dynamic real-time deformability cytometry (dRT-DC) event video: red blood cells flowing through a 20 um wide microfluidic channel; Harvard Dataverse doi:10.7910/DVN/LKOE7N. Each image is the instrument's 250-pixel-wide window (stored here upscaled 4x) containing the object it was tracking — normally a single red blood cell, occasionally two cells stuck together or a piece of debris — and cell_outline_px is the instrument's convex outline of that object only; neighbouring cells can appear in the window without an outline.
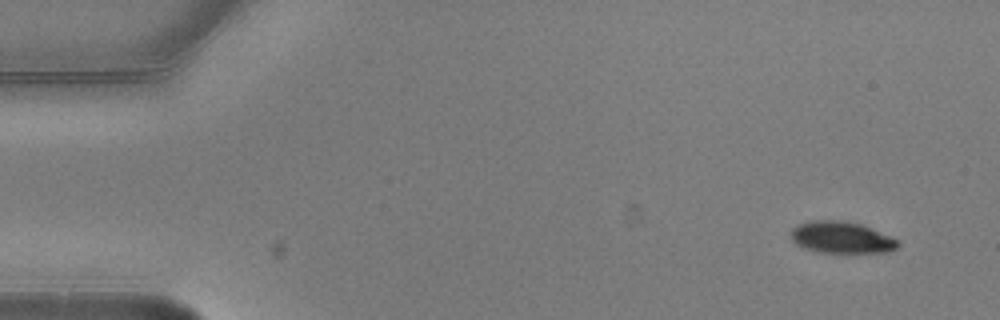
{"species": "common noctule bat (a hibernating species)", "species_latin": "Nyctalus noctula", "temperature_condition": "warm", "stored_images_in_passage": 5, "camera_frame_rate_fps": 3000, "um_per_image_px": 0.085, "animal": {"sex": "male", "body_mass_g": 20.5, "forearm_length_mm": 52.5}, "frame": {"image": 1, "passage_image": 1, "time_ms": 0.0, "image_size_px": [1000, 320], "cell_outline_px": [[900, 244], [896, 248], [888, 252], [820, 252], [804, 248], [796, 244], [792, 240], [792, 228], [796, 224], [808, 220], [844, 220], [860, 224], [872, 228], [900, 240]], "centroid_in_image_um": [71.53, 20.16], "position_along_channel_um": 13.5, "area_um2": 19.88}}
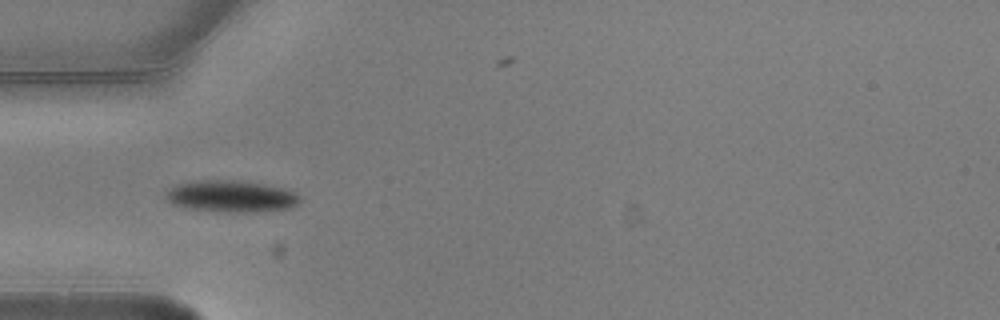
{"frame": {"image": 2, "passage_image": 5, "time_ms": 1.333, "image_size_px": [1000, 320], "cell_outline_px": [[300, 200], [296, 204], [288, 208], [256, 212], [228, 212], [184, 208], [172, 204], [164, 196], [164, 192], [168, 188], [176, 184], [192, 180], [232, 180], [264, 184], [288, 188], [296, 192], [300, 196]], "centroid_in_image_um": [19.61, 16.67], "position_along_channel_um": 65.4, "area_um2": 25.14}}